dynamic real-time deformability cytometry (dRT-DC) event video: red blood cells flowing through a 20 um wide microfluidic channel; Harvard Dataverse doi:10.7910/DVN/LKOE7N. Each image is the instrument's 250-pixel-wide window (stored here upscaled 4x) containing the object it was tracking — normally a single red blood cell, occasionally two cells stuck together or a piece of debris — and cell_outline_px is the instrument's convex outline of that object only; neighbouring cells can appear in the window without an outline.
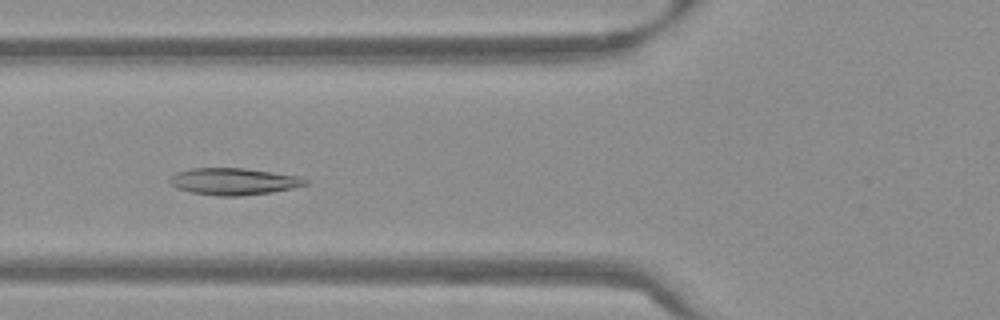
{"species": "Egyptian fruit bat (a non-hibernating species)", "species_latin": "Rousettus aegyptiacus", "temperature_condition": "warm", "stored_images_in_passage": 53, "camera_frame_rate_fps": 3000, "um_per_image_px": 0.085, "frame": {"image": 1, "passage_image": 20, "time_ms": 6.333, "image_size_px": [1000, 320], "cell_outline_px": [[312, 184], [272, 192], [240, 196], [216, 196], [192, 192], [176, 188], [168, 180], [176, 172], [192, 168], [244, 168], [296, 176], [308, 180]], "centroid_in_image_um": [19.87, 15.43], "position_along_channel_um": 105.9, "area_um2": 21.15}}
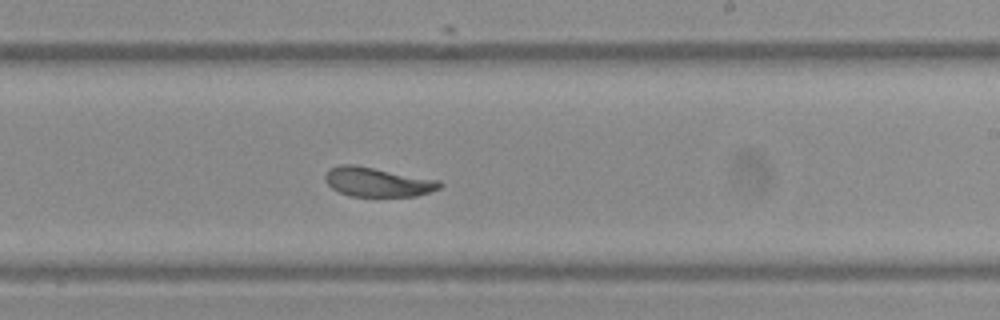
{"frame": {"image": 2, "passage_image": 32, "time_ms": 10.333, "image_size_px": [1000, 320], "cell_outline_px": [[444, 184], [440, 188], [416, 196], [348, 196], [332, 188], [324, 180], [324, 176], [332, 168], [340, 164], [352, 164], [440, 180]], "centroid_in_image_um": [32.1, 15.47], "position_along_channel_um": 256.9, "area_um2": 19.42}}
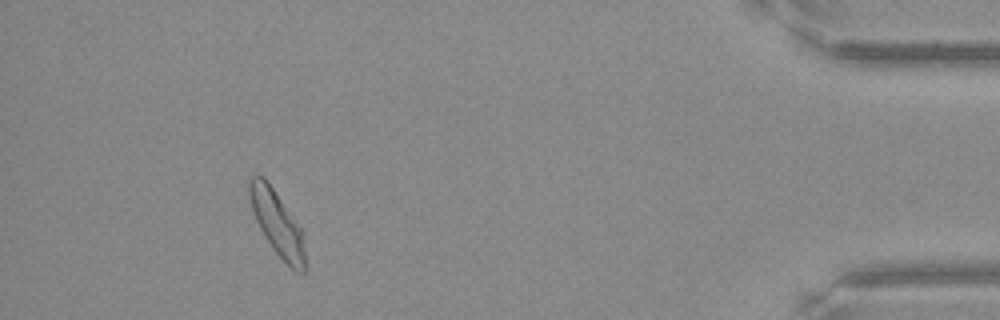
{"frame": {"image": 3, "passage_image": 49, "time_ms": 16.0, "image_size_px": [1000, 320], "cell_outline_px": [[304, 272], [296, 272], [272, 248], [264, 236], [252, 212], [248, 196], [248, 180], [252, 176], [264, 176], [304, 232]], "centroid_in_image_um": [23.53, 18.94], "position_along_channel_um": 411.7, "area_um2": 20.75}, "authors_computed_cell_mechanics": {"area_um2": 21.1548, "velocity_mm_per_s": 3.7711, "shape_relaxation_time_tau1_ms": null, "shape_relaxation_time_tau2_ms": 2.4951, "deformation_change_tau1": null, "deformation_change_tau2": 0.0778}}